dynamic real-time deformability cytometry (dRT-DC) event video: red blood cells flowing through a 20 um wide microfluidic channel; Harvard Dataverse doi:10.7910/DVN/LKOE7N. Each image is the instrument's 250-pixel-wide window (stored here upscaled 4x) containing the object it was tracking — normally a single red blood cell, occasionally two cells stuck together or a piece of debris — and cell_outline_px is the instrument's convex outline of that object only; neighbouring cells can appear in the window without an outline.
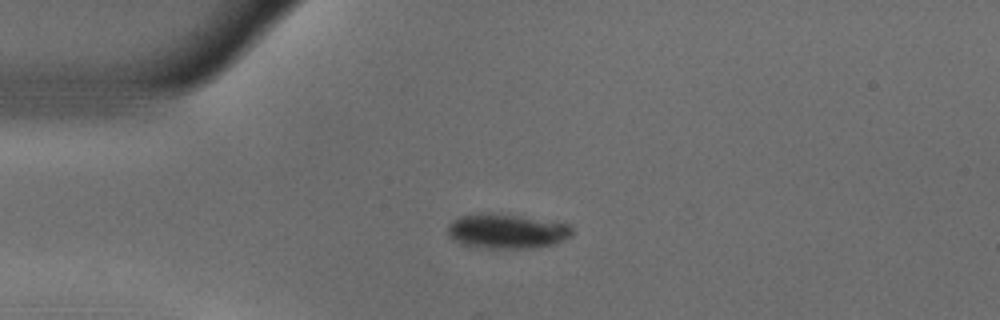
{"species": "common noctule bat (a hibernating species)", "species_latin": "Nyctalus noctula", "temperature_condition": "warm", "stored_images_in_passage": 43, "camera_frame_rate_fps": 3000, "um_per_image_px": 0.085, "animal": {"sex": "male", "body_mass_g": 18.8}, "frame": {"image": 1, "passage_image": 1, "time_ms": 0.0, "image_size_px": [1000, 320], "cell_outline_px": [[572, 236], [556, 244], [536, 248], [488, 248], [460, 244], [448, 236], [448, 224], [452, 220], [460, 216], [480, 212], [484, 212], [516, 216], [568, 224], [572, 228]], "centroid_in_image_um": [43.05, 19.66], "position_along_channel_um": 42.0, "area_um2": 25.14}}